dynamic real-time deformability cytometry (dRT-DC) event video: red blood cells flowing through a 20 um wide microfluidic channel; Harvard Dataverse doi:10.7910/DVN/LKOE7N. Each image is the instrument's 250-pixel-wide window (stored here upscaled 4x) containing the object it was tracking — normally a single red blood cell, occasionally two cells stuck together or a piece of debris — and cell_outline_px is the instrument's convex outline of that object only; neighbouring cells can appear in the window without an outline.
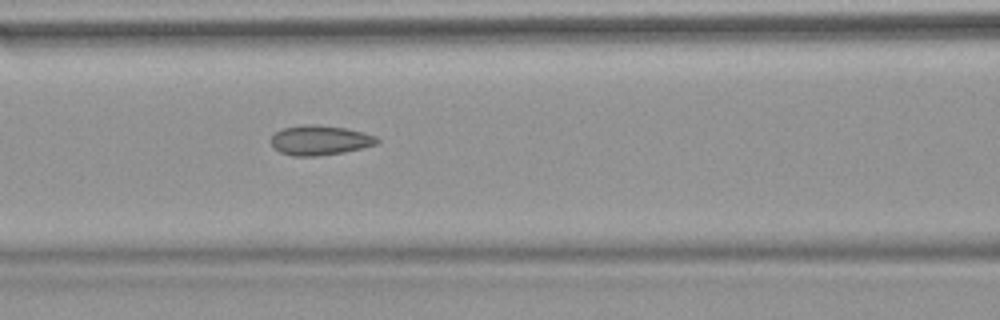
{"species": "common noctule bat (a hibernating species)", "species_latin": "Nyctalus noctula", "temperature_condition": "warm", "stored_images_in_passage": 53, "camera_frame_rate_fps": 3000, "um_per_image_px": 0.085, "animal": {"sex": "female", "body_mass_g": 18.4}, "frame": {"image": 1, "passage_image": 23, "time_ms": 7.333, "image_size_px": [1000, 320], "cell_outline_px": [[380, 140], [376, 144], [344, 152], [320, 156], [292, 156], [280, 152], [272, 148], [268, 140], [280, 128], [304, 124], [316, 124], [344, 128], [364, 132], [376, 136]], "centroid_in_image_um": [27.12, 11.92], "position_along_channel_um": 139.5, "area_um2": 18.67}, "authors_computed_cell_mechanics": {"area_um2": 19.074, "velocity_mm_per_s": 3.8386, "shape_relaxation_time_tau1_ms": null, "shape_relaxation_time_tau2_ms": 1.8421, "deformation_change_tau1": null, "deformation_change_tau2": 0.0867}}